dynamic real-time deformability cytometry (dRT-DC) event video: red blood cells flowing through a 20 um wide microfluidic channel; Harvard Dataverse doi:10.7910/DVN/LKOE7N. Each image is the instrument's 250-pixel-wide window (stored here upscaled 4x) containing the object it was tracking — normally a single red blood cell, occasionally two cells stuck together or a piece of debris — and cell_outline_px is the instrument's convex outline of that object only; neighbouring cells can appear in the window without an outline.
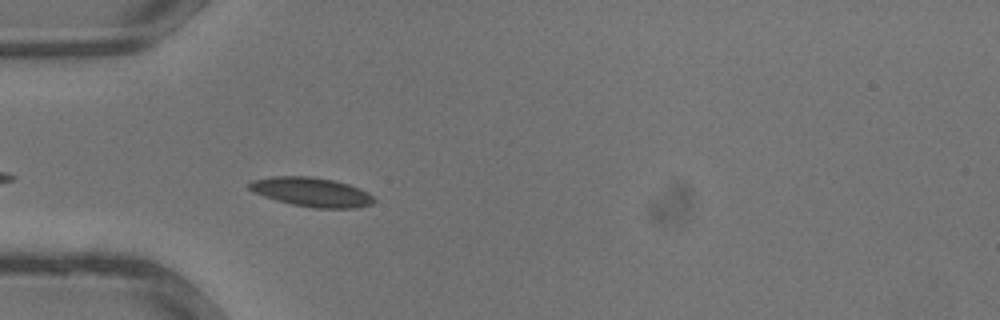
{"species": "common noctule bat (a hibernating species)", "species_latin": "Nyctalus noctula", "temperature_condition": "warm", "stored_images_in_passage": 17, "camera_frame_rate_fps": 3000, "um_per_image_px": 0.085, "animal": {"sex": "male", "body_mass_g": 13.3}, "frame": {"image": 1, "passage_image": 2, "time_ms": 0.333, "image_size_px": [1000, 320], "cell_outline_px": [[376, 200], [372, 204], [356, 208], [316, 208], [292, 204], [276, 200], [264, 196], [248, 188], [248, 184], [252, 180], [272, 176], [312, 176], [332, 180], [348, 184], [368, 192]], "centroid_in_image_um": [26.49, 16.32], "position_along_channel_um": 58.5, "area_um2": 21.1}}
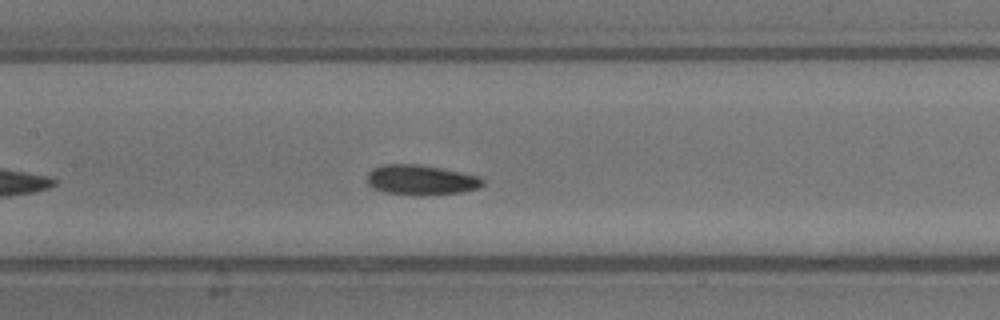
{"frame": {"image": 2, "passage_image": 8, "time_ms": 2.333, "image_size_px": [1000, 320], "cell_outline_px": [[484, 184], [476, 188], [460, 192], [420, 196], [384, 192], [372, 188], [368, 184], [368, 172], [372, 168], [384, 164], [420, 164], [480, 176], [484, 180]], "centroid_in_image_um": [35.75, 15.29], "position_along_channel_um": 171.6, "area_um2": 20.29}}
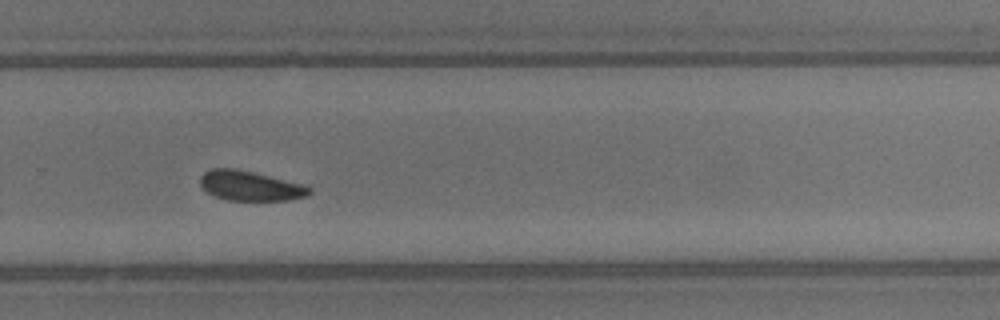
{"frame": {"image": 3, "passage_image": 15, "time_ms": 4.667, "image_size_px": [1000, 320], "cell_outline_px": [[312, 192], [308, 196], [288, 200], [224, 200], [212, 196], [200, 184], [200, 176], [204, 172], [212, 168], [236, 168], [304, 184], [312, 188]], "centroid_in_image_um": [21.27, 15.8], "position_along_channel_um": 308.5, "area_um2": 19.13}}